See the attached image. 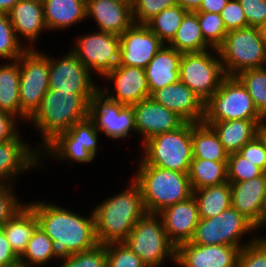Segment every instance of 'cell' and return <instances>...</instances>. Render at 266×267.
I'll list each match as a JSON object with an SVG mask.
<instances>
[{
    "mask_svg": "<svg viewBox=\"0 0 266 267\" xmlns=\"http://www.w3.org/2000/svg\"><path fill=\"white\" fill-rule=\"evenodd\" d=\"M28 205L35 211L39 227L53 241L54 258L63 260L74 253L87 251L98 245L93 212L91 217L84 218L44 201Z\"/></svg>",
    "mask_w": 266,
    "mask_h": 267,
    "instance_id": "1",
    "label": "cell"
},
{
    "mask_svg": "<svg viewBox=\"0 0 266 267\" xmlns=\"http://www.w3.org/2000/svg\"><path fill=\"white\" fill-rule=\"evenodd\" d=\"M93 213L98 244L124 242L146 213L139 185L133 180L126 191L105 200Z\"/></svg>",
    "mask_w": 266,
    "mask_h": 267,
    "instance_id": "2",
    "label": "cell"
},
{
    "mask_svg": "<svg viewBox=\"0 0 266 267\" xmlns=\"http://www.w3.org/2000/svg\"><path fill=\"white\" fill-rule=\"evenodd\" d=\"M94 94H76L49 88L33 120L43 135V148L57 134L68 131L76 122L89 117V104Z\"/></svg>",
    "mask_w": 266,
    "mask_h": 267,
    "instance_id": "3",
    "label": "cell"
},
{
    "mask_svg": "<svg viewBox=\"0 0 266 267\" xmlns=\"http://www.w3.org/2000/svg\"><path fill=\"white\" fill-rule=\"evenodd\" d=\"M137 174L134 181L141 189L147 213L157 214L193 195L188 173L148 165L142 159Z\"/></svg>",
    "mask_w": 266,
    "mask_h": 267,
    "instance_id": "4",
    "label": "cell"
},
{
    "mask_svg": "<svg viewBox=\"0 0 266 267\" xmlns=\"http://www.w3.org/2000/svg\"><path fill=\"white\" fill-rule=\"evenodd\" d=\"M213 51L218 54L226 76H236L266 64V42L257 27L229 31L223 43Z\"/></svg>",
    "mask_w": 266,
    "mask_h": 267,
    "instance_id": "5",
    "label": "cell"
},
{
    "mask_svg": "<svg viewBox=\"0 0 266 267\" xmlns=\"http://www.w3.org/2000/svg\"><path fill=\"white\" fill-rule=\"evenodd\" d=\"M143 148V160L148 165L188 173L193 159L192 123L150 138Z\"/></svg>",
    "mask_w": 266,
    "mask_h": 267,
    "instance_id": "6",
    "label": "cell"
},
{
    "mask_svg": "<svg viewBox=\"0 0 266 267\" xmlns=\"http://www.w3.org/2000/svg\"><path fill=\"white\" fill-rule=\"evenodd\" d=\"M156 216V213L146 212L124 241L147 267L161 266L168 257L176 261V246L169 240L162 220Z\"/></svg>",
    "mask_w": 266,
    "mask_h": 267,
    "instance_id": "7",
    "label": "cell"
},
{
    "mask_svg": "<svg viewBox=\"0 0 266 267\" xmlns=\"http://www.w3.org/2000/svg\"><path fill=\"white\" fill-rule=\"evenodd\" d=\"M235 119H265L256 109L245 86L236 76H225L217 91L205 103L203 122Z\"/></svg>",
    "mask_w": 266,
    "mask_h": 267,
    "instance_id": "8",
    "label": "cell"
},
{
    "mask_svg": "<svg viewBox=\"0 0 266 267\" xmlns=\"http://www.w3.org/2000/svg\"><path fill=\"white\" fill-rule=\"evenodd\" d=\"M28 48L17 60L20 68V117L30 119L49 89V57Z\"/></svg>",
    "mask_w": 266,
    "mask_h": 267,
    "instance_id": "9",
    "label": "cell"
},
{
    "mask_svg": "<svg viewBox=\"0 0 266 267\" xmlns=\"http://www.w3.org/2000/svg\"><path fill=\"white\" fill-rule=\"evenodd\" d=\"M222 62L210 52L183 53L179 65L180 81L205 104L225 77Z\"/></svg>",
    "mask_w": 266,
    "mask_h": 267,
    "instance_id": "10",
    "label": "cell"
},
{
    "mask_svg": "<svg viewBox=\"0 0 266 267\" xmlns=\"http://www.w3.org/2000/svg\"><path fill=\"white\" fill-rule=\"evenodd\" d=\"M257 227L232 206L215 217L200 219L190 240L195 245H228L242 249L243 234Z\"/></svg>",
    "mask_w": 266,
    "mask_h": 267,
    "instance_id": "11",
    "label": "cell"
},
{
    "mask_svg": "<svg viewBox=\"0 0 266 267\" xmlns=\"http://www.w3.org/2000/svg\"><path fill=\"white\" fill-rule=\"evenodd\" d=\"M98 130L94 122L87 117L76 122L68 131L57 134L44 148L61 159L76 162H91L97 152Z\"/></svg>",
    "mask_w": 266,
    "mask_h": 267,
    "instance_id": "12",
    "label": "cell"
},
{
    "mask_svg": "<svg viewBox=\"0 0 266 267\" xmlns=\"http://www.w3.org/2000/svg\"><path fill=\"white\" fill-rule=\"evenodd\" d=\"M72 52L85 65L105 77L119 63L120 36L109 32H96L81 36Z\"/></svg>",
    "mask_w": 266,
    "mask_h": 267,
    "instance_id": "13",
    "label": "cell"
},
{
    "mask_svg": "<svg viewBox=\"0 0 266 267\" xmlns=\"http://www.w3.org/2000/svg\"><path fill=\"white\" fill-rule=\"evenodd\" d=\"M89 118L99 132L104 131L103 133L114 139L127 137L131 130L136 132L132 106L109 99L101 89L90 100Z\"/></svg>",
    "mask_w": 266,
    "mask_h": 267,
    "instance_id": "14",
    "label": "cell"
},
{
    "mask_svg": "<svg viewBox=\"0 0 266 267\" xmlns=\"http://www.w3.org/2000/svg\"><path fill=\"white\" fill-rule=\"evenodd\" d=\"M91 81L89 70L72 51L58 61L49 57V88L76 94H95L99 88Z\"/></svg>",
    "mask_w": 266,
    "mask_h": 267,
    "instance_id": "15",
    "label": "cell"
},
{
    "mask_svg": "<svg viewBox=\"0 0 266 267\" xmlns=\"http://www.w3.org/2000/svg\"><path fill=\"white\" fill-rule=\"evenodd\" d=\"M164 45L146 24L133 23L120 36L118 65L145 69Z\"/></svg>",
    "mask_w": 266,
    "mask_h": 267,
    "instance_id": "16",
    "label": "cell"
},
{
    "mask_svg": "<svg viewBox=\"0 0 266 267\" xmlns=\"http://www.w3.org/2000/svg\"><path fill=\"white\" fill-rule=\"evenodd\" d=\"M240 248L228 245H195L185 242L176 247V261L182 267H237Z\"/></svg>",
    "mask_w": 266,
    "mask_h": 267,
    "instance_id": "17",
    "label": "cell"
},
{
    "mask_svg": "<svg viewBox=\"0 0 266 267\" xmlns=\"http://www.w3.org/2000/svg\"><path fill=\"white\" fill-rule=\"evenodd\" d=\"M136 132L141 133L143 144L150 138L177 130L185 121L175 112L157 103L151 96L132 105Z\"/></svg>",
    "mask_w": 266,
    "mask_h": 267,
    "instance_id": "18",
    "label": "cell"
},
{
    "mask_svg": "<svg viewBox=\"0 0 266 267\" xmlns=\"http://www.w3.org/2000/svg\"><path fill=\"white\" fill-rule=\"evenodd\" d=\"M231 206L257 228L263 226L266 215V173L256 178L230 183Z\"/></svg>",
    "mask_w": 266,
    "mask_h": 267,
    "instance_id": "19",
    "label": "cell"
},
{
    "mask_svg": "<svg viewBox=\"0 0 266 267\" xmlns=\"http://www.w3.org/2000/svg\"><path fill=\"white\" fill-rule=\"evenodd\" d=\"M157 217L162 220L169 240L176 247L192 239L200 220L198 204L193 195L162 209Z\"/></svg>",
    "mask_w": 266,
    "mask_h": 267,
    "instance_id": "20",
    "label": "cell"
},
{
    "mask_svg": "<svg viewBox=\"0 0 266 267\" xmlns=\"http://www.w3.org/2000/svg\"><path fill=\"white\" fill-rule=\"evenodd\" d=\"M151 97L168 110L175 112L185 122L201 123L204 121L205 104L180 80L156 90Z\"/></svg>",
    "mask_w": 266,
    "mask_h": 267,
    "instance_id": "21",
    "label": "cell"
},
{
    "mask_svg": "<svg viewBox=\"0 0 266 267\" xmlns=\"http://www.w3.org/2000/svg\"><path fill=\"white\" fill-rule=\"evenodd\" d=\"M105 77L114 80L116 95L101 90L109 99L125 106H132L150 97V88L145 69L135 66L117 65Z\"/></svg>",
    "mask_w": 266,
    "mask_h": 267,
    "instance_id": "22",
    "label": "cell"
},
{
    "mask_svg": "<svg viewBox=\"0 0 266 267\" xmlns=\"http://www.w3.org/2000/svg\"><path fill=\"white\" fill-rule=\"evenodd\" d=\"M92 16L99 31L121 36L133 23L132 2L127 0H86V18Z\"/></svg>",
    "mask_w": 266,
    "mask_h": 267,
    "instance_id": "23",
    "label": "cell"
},
{
    "mask_svg": "<svg viewBox=\"0 0 266 267\" xmlns=\"http://www.w3.org/2000/svg\"><path fill=\"white\" fill-rule=\"evenodd\" d=\"M19 136L18 134L14 139L0 143V184L12 181L21 171L39 164L40 151L28 148Z\"/></svg>",
    "mask_w": 266,
    "mask_h": 267,
    "instance_id": "24",
    "label": "cell"
},
{
    "mask_svg": "<svg viewBox=\"0 0 266 267\" xmlns=\"http://www.w3.org/2000/svg\"><path fill=\"white\" fill-rule=\"evenodd\" d=\"M183 53L174 48L163 46L145 68L150 88V96L158 89L180 80L179 65Z\"/></svg>",
    "mask_w": 266,
    "mask_h": 267,
    "instance_id": "25",
    "label": "cell"
},
{
    "mask_svg": "<svg viewBox=\"0 0 266 267\" xmlns=\"http://www.w3.org/2000/svg\"><path fill=\"white\" fill-rule=\"evenodd\" d=\"M16 37L19 34L33 43L47 29L42 0H20L8 13Z\"/></svg>",
    "mask_w": 266,
    "mask_h": 267,
    "instance_id": "26",
    "label": "cell"
},
{
    "mask_svg": "<svg viewBox=\"0 0 266 267\" xmlns=\"http://www.w3.org/2000/svg\"><path fill=\"white\" fill-rule=\"evenodd\" d=\"M265 119H235L220 122H204L218 134L225 150L231 154L238 152L245 144L257 136V130Z\"/></svg>",
    "mask_w": 266,
    "mask_h": 267,
    "instance_id": "27",
    "label": "cell"
},
{
    "mask_svg": "<svg viewBox=\"0 0 266 267\" xmlns=\"http://www.w3.org/2000/svg\"><path fill=\"white\" fill-rule=\"evenodd\" d=\"M39 228L35 211L28 205L24 206L2 227L12 250L20 257L26 250L30 238Z\"/></svg>",
    "mask_w": 266,
    "mask_h": 267,
    "instance_id": "28",
    "label": "cell"
},
{
    "mask_svg": "<svg viewBox=\"0 0 266 267\" xmlns=\"http://www.w3.org/2000/svg\"><path fill=\"white\" fill-rule=\"evenodd\" d=\"M47 29L66 28L86 19V0H42Z\"/></svg>",
    "mask_w": 266,
    "mask_h": 267,
    "instance_id": "29",
    "label": "cell"
},
{
    "mask_svg": "<svg viewBox=\"0 0 266 267\" xmlns=\"http://www.w3.org/2000/svg\"><path fill=\"white\" fill-rule=\"evenodd\" d=\"M192 151L193 158L216 162H227L229 158L218 134L204 122L192 123Z\"/></svg>",
    "mask_w": 266,
    "mask_h": 267,
    "instance_id": "30",
    "label": "cell"
},
{
    "mask_svg": "<svg viewBox=\"0 0 266 267\" xmlns=\"http://www.w3.org/2000/svg\"><path fill=\"white\" fill-rule=\"evenodd\" d=\"M193 196L198 204L200 219L215 217L231 207V185L228 181L193 190Z\"/></svg>",
    "mask_w": 266,
    "mask_h": 267,
    "instance_id": "31",
    "label": "cell"
},
{
    "mask_svg": "<svg viewBox=\"0 0 266 267\" xmlns=\"http://www.w3.org/2000/svg\"><path fill=\"white\" fill-rule=\"evenodd\" d=\"M168 44L181 53L203 52L210 46L202 36L197 14L190 11L183 17L175 37Z\"/></svg>",
    "mask_w": 266,
    "mask_h": 267,
    "instance_id": "32",
    "label": "cell"
},
{
    "mask_svg": "<svg viewBox=\"0 0 266 267\" xmlns=\"http://www.w3.org/2000/svg\"><path fill=\"white\" fill-rule=\"evenodd\" d=\"M19 85V61L0 66V111L20 118Z\"/></svg>",
    "mask_w": 266,
    "mask_h": 267,
    "instance_id": "33",
    "label": "cell"
},
{
    "mask_svg": "<svg viewBox=\"0 0 266 267\" xmlns=\"http://www.w3.org/2000/svg\"><path fill=\"white\" fill-rule=\"evenodd\" d=\"M188 177L192 190L223 184L228 181L227 162L193 158Z\"/></svg>",
    "mask_w": 266,
    "mask_h": 267,
    "instance_id": "34",
    "label": "cell"
},
{
    "mask_svg": "<svg viewBox=\"0 0 266 267\" xmlns=\"http://www.w3.org/2000/svg\"><path fill=\"white\" fill-rule=\"evenodd\" d=\"M188 11L176 4L155 15L146 25L165 44L171 42Z\"/></svg>",
    "mask_w": 266,
    "mask_h": 267,
    "instance_id": "35",
    "label": "cell"
},
{
    "mask_svg": "<svg viewBox=\"0 0 266 267\" xmlns=\"http://www.w3.org/2000/svg\"><path fill=\"white\" fill-rule=\"evenodd\" d=\"M236 77L247 89L258 112L266 119V68L245 70Z\"/></svg>",
    "mask_w": 266,
    "mask_h": 267,
    "instance_id": "36",
    "label": "cell"
},
{
    "mask_svg": "<svg viewBox=\"0 0 266 267\" xmlns=\"http://www.w3.org/2000/svg\"><path fill=\"white\" fill-rule=\"evenodd\" d=\"M52 243V239L39 227L30 238L24 253L19 257L20 263L28 265L29 263L26 264V262H30L28 266L46 264L54 257Z\"/></svg>",
    "mask_w": 266,
    "mask_h": 267,
    "instance_id": "37",
    "label": "cell"
},
{
    "mask_svg": "<svg viewBox=\"0 0 266 267\" xmlns=\"http://www.w3.org/2000/svg\"><path fill=\"white\" fill-rule=\"evenodd\" d=\"M23 47L8 14L0 13V57L15 61L29 48Z\"/></svg>",
    "mask_w": 266,
    "mask_h": 267,
    "instance_id": "38",
    "label": "cell"
},
{
    "mask_svg": "<svg viewBox=\"0 0 266 267\" xmlns=\"http://www.w3.org/2000/svg\"><path fill=\"white\" fill-rule=\"evenodd\" d=\"M204 40L210 48H218L228 33L218 13H196Z\"/></svg>",
    "mask_w": 266,
    "mask_h": 267,
    "instance_id": "39",
    "label": "cell"
},
{
    "mask_svg": "<svg viewBox=\"0 0 266 267\" xmlns=\"http://www.w3.org/2000/svg\"><path fill=\"white\" fill-rule=\"evenodd\" d=\"M227 170L229 183L250 180L264 173L261 168L241 156L238 152L229 154Z\"/></svg>",
    "mask_w": 266,
    "mask_h": 267,
    "instance_id": "40",
    "label": "cell"
},
{
    "mask_svg": "<svg viewBox=\"0 0 266 267\" xmlns=\"http://www.w3.org/2000/svg\"><path fill=\"white\" fill-rule=\"evenodd\" d=\"M106 267H147L124 242L106 244Z\"/></svg>",
    "mask_w": 266,
    "mask_h": 267,
    "instance_id": "41",
    "label": "cell"
},
{
    "mask_svg": "<svg viewBox=\"0 0 266 267\" xmlns=\"http://www.w3.org/2000/svg\"><path fill=\"white\" fill-rule=\"evenodd\" d=\"M60 267H106V244H98L93 249L74 253Z\"/></svg>",
    "mask_w": 266,
    "mask_h": 267,
    "instance_id": "42",
    "label": "cell"
},
{
    "mask_svg": "<svg viewBox=\"0 0 266 267\" xmlns=\"http://www.w3.org/2000/svg\"><path fill=\"white\" fill-rule=\"evenodd\" d=\"M176 4V0H132L133 21L135 24H146L155 15Z\"/></svg>",
    "mask_w": 266,
    "mask_h": 267,
    "instance_id": "43",
    "label": "cell"
},
{
    "mask_svg": "<svg viewBox=\"0 0 266 267\" xmlns=\"http://www.w3.org/2000/svg\"><path fill=\"white\" fill-rule=\"evenodd\" d=\"M237 267H266V244L254 238L245 245L240 250Z\"/></svg>",
    "mask_w": 266,
    "mask_h": 267,
    "instance_id": "44",
    "label": "cell"
},
{
    "mask_svg": "<svg viewBox=\"0 0 266 267\" xmlns=\"http://www.w3.org/2000/svg\"><path fill=\"white\" fill-rule=\"evenodd\" d=\"M220 16L227 32L248 27L244 10L238 0H229Z\"/></svg>",
    "mask_w": 266,
    "mask_h": 267,
    "instance_id": "45",
    "label": "cell"
},
{
    "mask_svg": "<svg viewBox=\"0 0 266 267\" xmlns=\"http://www.w3.org/2000/svg\"><path fill=\"white\" fill-rule=\"evenodd\" d=\"M9 187V184H0V228L24 206Z\"/></svg>",
    "mask_w": 266,
    "mask_h": 267,
    "instance_id": "46",
    "label": "cell"
},
{
    "mask_svg": "<svg viewBox=\"0 0 266 267\" xmlns=\"http://www.w3.org/2000/svg\"><path fill=\"white\" fill-rule=\"evenodd\" d=\"M244 10L247 24L261 28L266 23V0H238Z\"/></svg>",
    "mask_w": 266,
    "mask_h": 267,
    "instance_id": "47",
    "label": "cell"
},
{
    "mask_svg": "<svg viewBox=\"0 0 266 267\" xmlns=\"http://www.w3.org/2000/svg\"><path fill=\"white\" fill-rule=\"evenodd\" d=\"M238 153L266 173V151L262 141L257 136L245 144Z\"/></svg>",
    "mask_w": 266,
    "mask_h": 267,
    "instance_id": "48",
    "label": "cell"
},
{
    "mask_svg": "<svg viewBox=\"0 0 266 267\" xmlns=\"http://www.w3.org/2000/svg\"><path fill=\"white\" fill-rule=\"evenodd\" d=\"M14 119L17 120L10 113L0 111V143L12 140L19 134Z\"/></svg>",
    "mask_w": 266,
    "mask_h": 267,
    "instance_id": "49",
    "label": "cell"
},
{
    "mask_svg": "<svg viewBox=\"0 0 266 267\" xmlns=\"http://www.w3.org/2000/svg\"><path fill=\"white\" fill-rule=\"evenodd\" d=\"M20 263L19 257L12 250L10 243L0 228V267H11Z\"/></svg>",
    "mask_w": 266,
    "mask_h": 267,
    "instance_id": "50",
    "label": "cell"
},
{
    "mask_svg": "<svg viewBox=\"0 0 266 267\" xmlns=\"http://www.w3.org/2000/svg\"><path fill=\"white\" fill-rule=\"evenodd\" d=\"M229 0H202L195 13H218L226 7Z\"/></svg>",
    "mask_w": 266,
    "mask_h": 267,
    "instance_id": "51",
    "label": "cell"
},
{
    "mask_svg": "<svg viewBox=\"0 0 266 267\" xmlns=\"http://www.w3.org/2000/svg\"><path fill=\"white\" fill-rule=\"evenodd\" d=\"M201 1L202 0H176L179 6L190 12L196 11L200 6Z\"/></svg>",
    "mask_w": 266,
    "mask_h": 267,
    "instance_id": "52",
    "label": "cell"
},
{
    "mask_svg": "<svg viewBox=\"0 0 266 267\" xmlns=\"http://www.w3.org/2000/svg\"><path fill=\"white\" fill-rule=\"evenodd\" d=\"M20 0H0V13L8 14Z\"/></svg>",
    "mask_w": 266,
    "mask_h": 267,
    "instance_id": "53",
    "label": "cell"
},
{
    "mask_svg": "<svg viewBox=\"0 0 266 267\" xmlns=\"http://www.w3.org/2000/svg\"><path fill=\"white\" fill-rule=\"evenodd\" d=\"M257 137L262 141L266 151V123H261L257 130Z\"/></svg>",
    "mask_w": 266,
    "mask_h": 267,
    "instance_id": "54",
    "label": "cell"
},
{
    "mask_svg": "<svg viewBox=\"0 0 266 267\" xmlns=\"http://www.w3.org/2000/svg\"><path fill=\"white\" fill-rule=\"evenodd\" d=\"M264 41L266 42V23L260 28Z\"/></svg>",
    "mask_w": 266,
    "mask_h": 267,
    "instance_id": "55",
    "label": "cell"
},
{
    "mask_svg": "<svg viewBox=\"0 0 266 267\" xmlns=\"http://www.w3.org/2000/svg\"><path fill=\"white\" fill-rule=\"evenodd\" d=\"M263 225L265 224L266 225V215H265V218H264V221L262 223ZM260 242L266 244V237H263V238H257Z\"/></svg>",
    "mask_w": 266,
    "mask_h": 267,
    "instance_id": "56",
    "label": "cell"
},
{
    "mask_svg": "<svg viewBox=\"0 0 266 267\" xmlns=\"http://www.w3.org/2000/svg\"><path fill=\"white\" fill-rule=\"evenodd\" d=\"M11 267H30V266L18 263V264L14 265V266H11Z\"/></svg>",
    "mask_w": 266,
    "mask_h": 267,
    "instance_id": "57",
    "label": "cell"
}]
</instances>
